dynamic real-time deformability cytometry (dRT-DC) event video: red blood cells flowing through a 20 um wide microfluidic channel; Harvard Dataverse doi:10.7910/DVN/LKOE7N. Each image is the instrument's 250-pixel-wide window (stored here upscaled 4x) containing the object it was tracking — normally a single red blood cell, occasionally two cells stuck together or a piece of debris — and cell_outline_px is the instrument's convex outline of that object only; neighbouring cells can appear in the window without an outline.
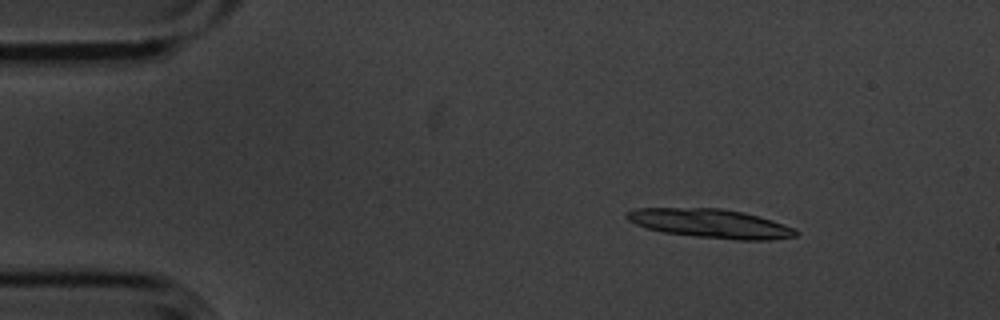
{"species": "common noctule bat (a hibernating species)", "species_latin": "Nyctalus noctula", "temperature_condition": "cold", "stored_images_in_passage": 14, "camera_frame_rate_fps": 3000, "um_per_image_px": 0.085, "animal": {"sex": "male", "body_mass_g": 20.1, "forearm_length_mm": 53.5}, "frame": {"image": 1, "passage_image": 2, "time_ms": 0.333, "image_size_px": [1000, 320], "cell_outline_px": [[800, 232], [796, 236], [768, 240], [736, 240], [696, 236], [664, 232], [648, 228], [636, 224], [628, 220], [624, 216], [624, 212], [636, 208], [720, 208], [744, 212], [772, 220], [796, 228]], "centroid_in_image_um": [60.41, 18.99], "position_along_channel_um": 24.6, "area_um2": 28.55}}
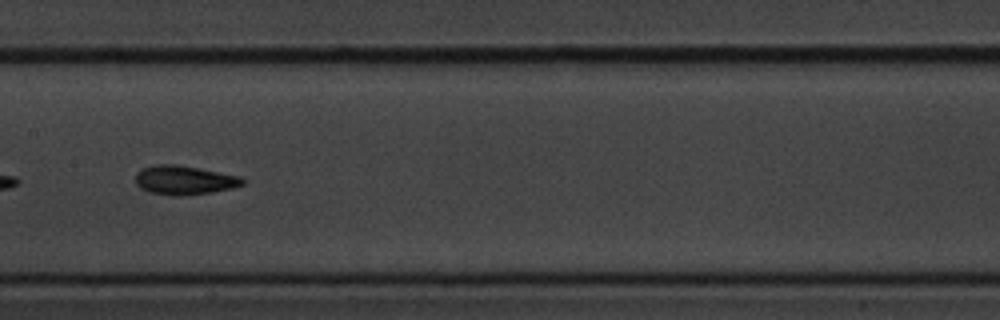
{"frame": {"image": 2, "passage_image": 7, "time_ms": 2.0, "image_size_px": [1000, 320], "cell_outline_px": [[248, 180], [244, 184], [232, 188], [212, 192], [180, 196], [172, 196], [148, 192], [140, 188], [136, 184], [136, 172], [144, 168], [156, 164], [176, 164], [200, 168], [240, 176]], "centroid_in_image_um": [15.68, 15.31], "position_along_channel_um": 191.7, "area_um2": 18.32}}
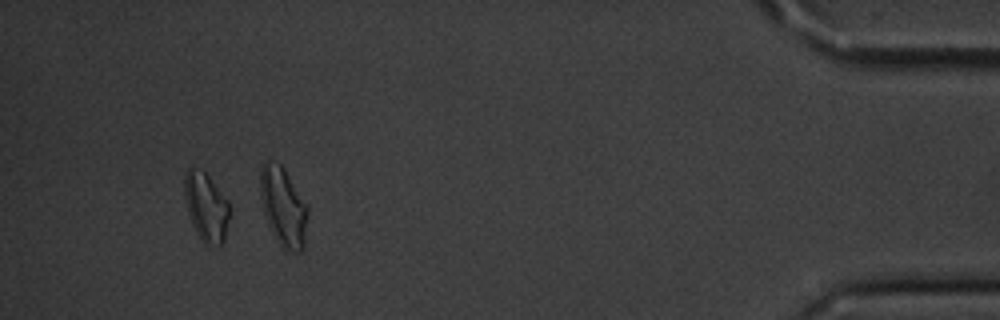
{"frame": {"image": 3, "passage_image": 13, "time_ms": 4.0, "image_size_px": [1000, 320], "cell_outline_px": [[228, 220], [224, 240], [220, 244], [208, 248], [200, 240], [192, 224], [188, 212], [184, 196], [184, 172], [192, 164], [204, 172], [208, 176], [228, 200]], "centroid_in_image_um": [17.48, 17.58], "position_along_channel_um": 417.7, "area_um2": 18.21}}